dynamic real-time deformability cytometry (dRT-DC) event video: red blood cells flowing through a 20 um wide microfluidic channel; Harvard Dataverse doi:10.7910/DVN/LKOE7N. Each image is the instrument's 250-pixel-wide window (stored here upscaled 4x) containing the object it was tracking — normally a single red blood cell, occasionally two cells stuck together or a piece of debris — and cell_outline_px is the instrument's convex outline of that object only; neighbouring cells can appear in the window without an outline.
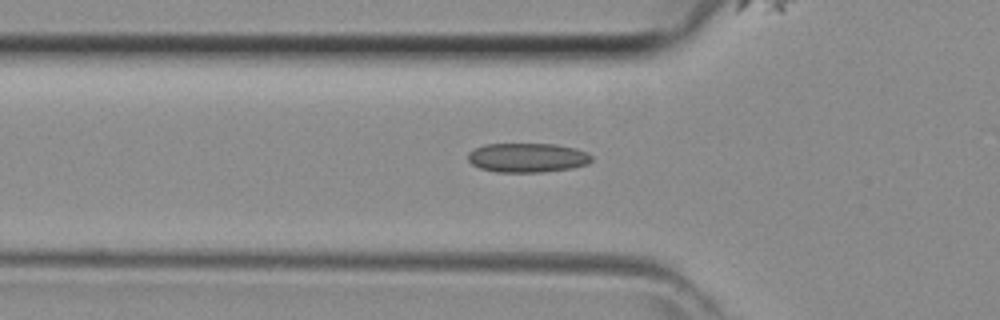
{"species": "common noctule bat (a hibernating species)", "species_latin": "Nyctalus noctula", "temperature_condition": "room temperature", "stored_images_in_passage": 31, "camera_frame_rate_fps": 3000, "um_per_image_px": 0.085, "animal": {"sex": "female", "body_mass_g": 29.2, "forearm_length_mm": 56.3}, "frame": {"image": 1, "passage_image": 2, "time_ms": 0.333, "image_size_px": [1000, 320], "cell_outline_px": [[592, 160], [588, 164], [572, 168], [544, 172], [496, 172], [480, 168], [472, 164], [468, 160], [468, 152], [484, 144], [556, 144], [576, 148], [588, 152], [592, 156]], "centroid_in_image_um": [44.85, 13.4], "position_along_channel_um": 80.9, "area_um2": 21.27}}
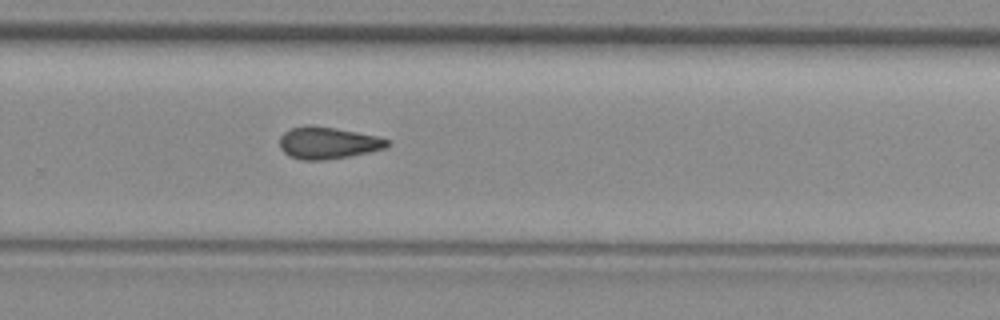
{"frame": {"image": 2, "passage_image": 16, "time_ms": 5.0, "image_size_px": [1000, 320], "cell_outline_px": [[388, 148], [348, 156], [324, 160], [300, 160], [288, 156], [280, 148], [280, 136], [284, 132], [292, 128], [336, 128], [376, 136], [388, 140]], "centroid_in_image_um": [27.87, 12.19], "position_along_channel_um": 301.9, "area_um2": 19.36}}
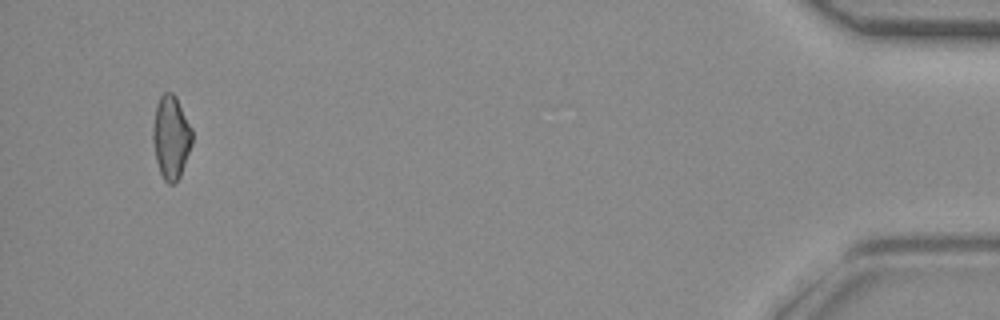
{"frame": {"image": 3, "passage_image": 29, "time_ms": 9.333, "image_size_px": [1000, 320], "cell_outline_px": [[192, 144], [180, 176], [172, 184], [168, 184], [164, 180], [160, 172], [156, 160], [152, 140], [152, 128], [156, 104], [160, 96], [164, 92], [172, 92], [176, 96], [192, 128]], "centroid_in_image_um": [14.53, 11.64], "position_along_channel_um": 420.7, "area_um2": 19.13}}